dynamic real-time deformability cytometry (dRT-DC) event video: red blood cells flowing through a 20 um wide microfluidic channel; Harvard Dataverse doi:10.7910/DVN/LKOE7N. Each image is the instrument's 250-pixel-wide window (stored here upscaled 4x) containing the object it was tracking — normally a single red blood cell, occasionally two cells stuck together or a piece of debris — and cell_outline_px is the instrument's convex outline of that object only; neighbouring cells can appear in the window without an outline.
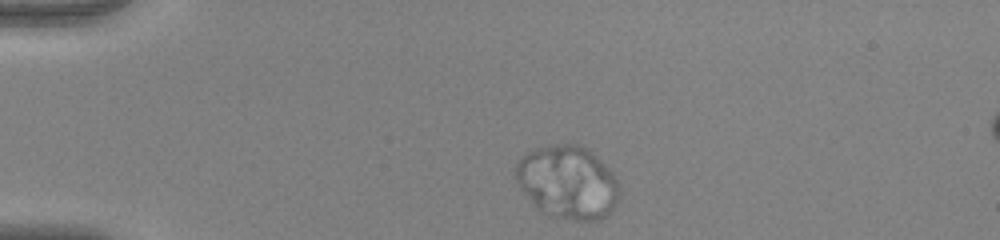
{"species": "human", "species_latin": "Homo sapiens", "temperature_condition": "warm", "stored_images_in_passage": 42, "camera_frame_rate_fps": 3000, "um_per_image_px": 0.085, "donor": {"sex": "female"}, "frame": {"image": 1, "passage_image": 1, "time_ms": 0.0, "image_size_px": [1000, 240], "cell_outline_px": [[620, 192], [616, 204], [600, 220], [576, 220], [548, 216], [540, 212], [536, 208], [516, 184], [516, 164], [528, 152], [548, 144], [576, 144], [588, 148], [612, 172], [620, 188]], "centroid_in_image_um": [48.24, 15.5], "position_along_channel_um": 36.8, "area_um2": 44.22}}
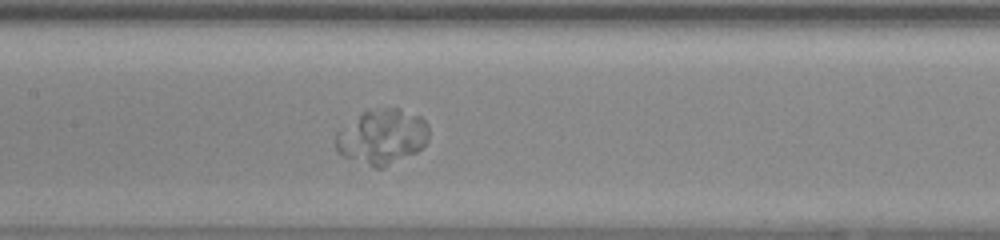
{"frame": {"image": 2, "passage_image": 16, "time_ms": 5.0, "image_size_px": [1000, 240], "cell_outline_px": [[428, 140], [416, 152], [384, 168], [376, 168], [344, 156], [336, 148], [336, 132], [364, 112], [380, 108], [396, 108], [420, 116], [428, 124]], "centroid_in_image_um": [32.5, 11.63], "position_along_channel_um": 174.9, "area_um2": 29.36}}
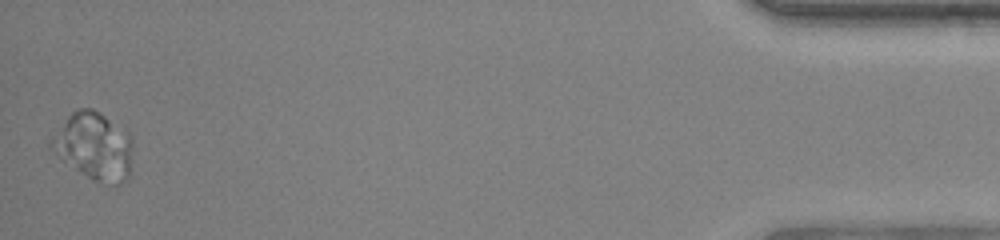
{"frame": {"image": 3, "passage_image": 42, "time_ms": 13.667, "image_size_px": [1000, 240], "cell_outline_px": [[132, 148], [128, 180], [120, 184], [112, 184], [96, 180], [88, 176], [64, 160], [48, 148], [48, 144], [68, 116], [76, 108], [92, 108], [100, 112], [128, 132], [132, 136]], "centroid_in_image_um": [8.02, 12.4], "position_along_channel_um": 427.2, "area_um2": 31.5}}